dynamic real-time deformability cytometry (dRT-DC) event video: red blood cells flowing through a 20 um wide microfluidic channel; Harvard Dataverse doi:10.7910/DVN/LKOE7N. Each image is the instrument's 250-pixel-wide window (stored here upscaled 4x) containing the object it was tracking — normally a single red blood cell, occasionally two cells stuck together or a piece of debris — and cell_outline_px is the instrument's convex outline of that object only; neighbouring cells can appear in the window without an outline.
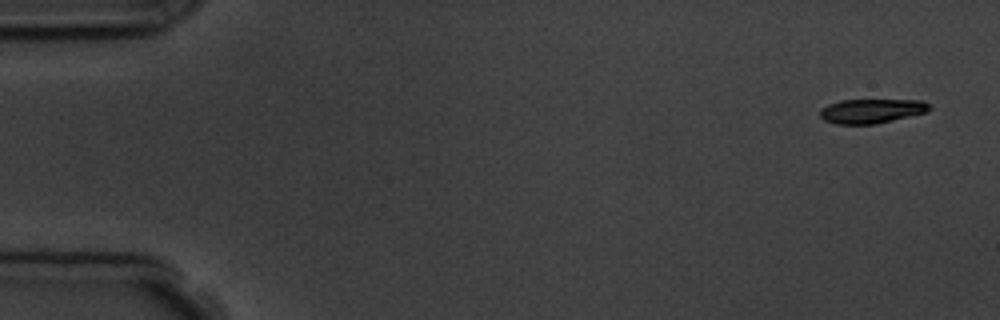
{"species": "common noctule bat (a hibernating species)", "species_latin": "Nyctalus noctula", "temperature_condition": "room temperature", "stored_images_in_passage": 9, "camera_frame_rate_fps": 3000, "um_per_image_px": 0.085, "animal": {"sex": "male", "body_mass_g": 19.5, "forearm_length_mm": 54.6}, "frame": {"image": 1, "passage_image": 1, "time_ms": 0.0, "image_size_px": [1000, 320], "cell_outline_px": [[932, 108], [928, 112], [876, 124], [836, 124], [824, 120], [820, 116], [820, 108], [828, 104], [840, 100], [924, 100]], "centroid_in_image_um": [74.09, 9.43], "position_along_channel_um": 10.9, "area_um2": 15.66}}
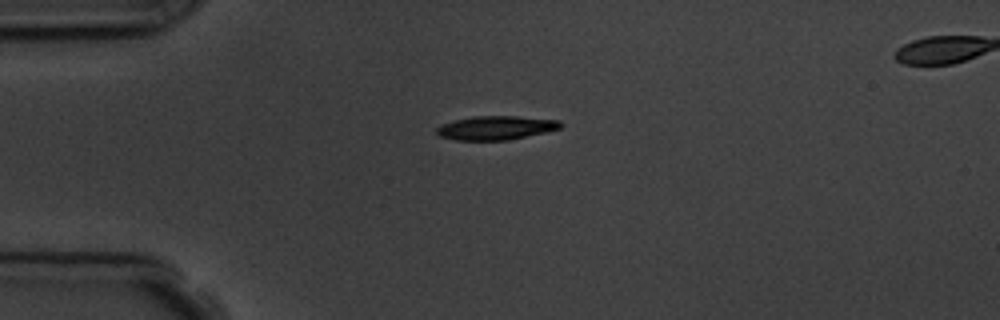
{"frame": {"image": 2, "passage_image": 4, "time_ms": 3.667, "image_size_px": [1000, 320], "cell_outline_px": [[564, 124], [560, 128], [544, 132], [508, 140], [456, 140], [440, 136], [436, 132], [436, 128], [444, 124], [456, 120], [472, 116], [516, 116], [560, 120]], "centroid_in_image_um": [42.17, 10.86], "position_along_channel_um": 42.8, "area_um2": 17.05}}
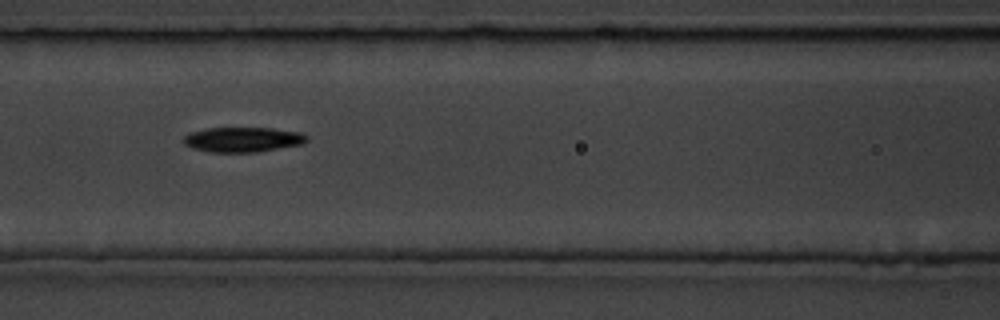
{"frame": {"image": 3, "passage_image": 7, "time_ms": 7.0, "image_size_px": [1000, 320], "cell_outline_px": [[308, 140], [304, 144], [256, 152], [212, 152], [192, 148], [184, 144], [184, 136], [188, 132], [208, 128], [272, 128], [300, 132], [308, 136]], "centroid_in_image_um": [20.65, 11.86], "position_along_channel_um": 145.9, "area_um2": 17.98}}